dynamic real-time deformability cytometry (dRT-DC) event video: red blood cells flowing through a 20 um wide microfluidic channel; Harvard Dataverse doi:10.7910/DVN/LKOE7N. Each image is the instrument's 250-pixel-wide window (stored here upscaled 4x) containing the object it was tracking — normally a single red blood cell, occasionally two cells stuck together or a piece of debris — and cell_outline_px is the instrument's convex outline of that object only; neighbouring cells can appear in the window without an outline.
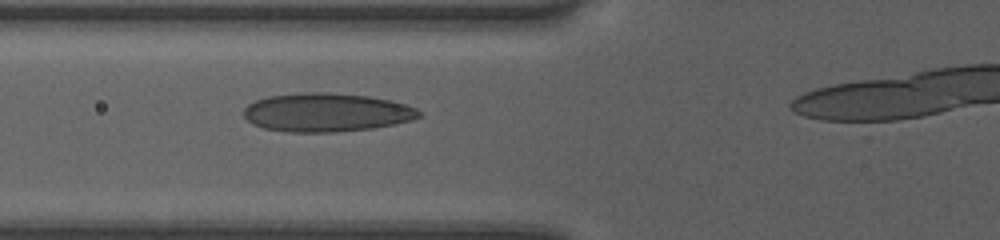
{"species": "human", "species_latin": "Homo sapiens", "temperature_condition": "room temperature", "stored_images_in_passage": 38, "camera_frame_rate_fps": 3000, "um_per_image_px": 0.085, "donor": {"sex": "female"}, "frame": {"image": 1, "passage_image": 13, "time_ms": 4.0, "image_size_px": [1000, 240], "cell_outline_px": [[420, 116], [412, 120], [396, 124], [372, 128], [336, 132], [288, 132], [264, 128], [252, 124], [244, 116], [244, 108], [248, 104], [256, 100], [268, 96], [304, 92], [328, 92], [368, 96], [392, 100], [416, 108], [420, 112]], "centroid_in_image_um": [27.75, 9.55], "position_along_channel_um": 98.1, "area_um2": 39.54}}
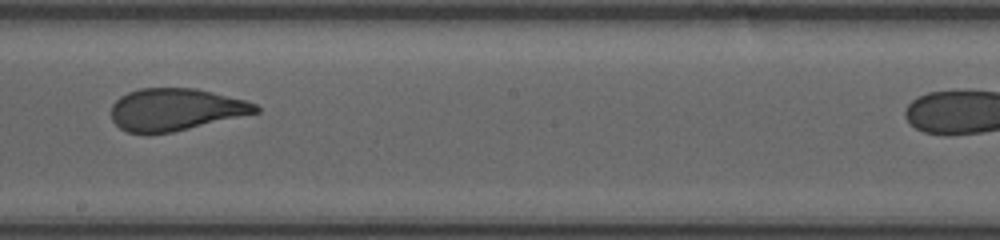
{"frame": {"image": 2, "passage_image": 23, "time_ms": 7.333, "image_size_px": [1000, 240], "cell_outline_px": [[260, 112], [172, 132], [148, 136], [128, 132], [120, 128], [112, 120], [112, 104], [120, 96], [128, 92], [140, 88], [196, 88], [244, 100], [256, 104], [260, 108]], "centroid_in_image_um": [14.88, 9.33], "position_along_channel_um": 233.3, "area_um2": 35.72}}
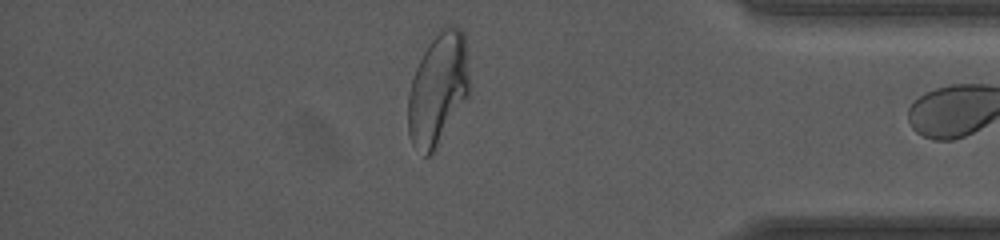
{"frame": {"image": 3, "passage_image": 37, "time_ms": 12.0, "image_size_px": [1000, 240], "cell_outline_px": [[468, 96], [436, 148], [428, 156], [424, 156], [412, 144], [408, 132], [408, 92], [416, 68], [428, 44], [440, 28], [444, 24], [452, 24], [460, 28], [464, 32], [468, 76]], "centroid_in_image_um": [37.21, 7.54], "position_along_channel_um": 398.0, "area_um2": 39.82}}